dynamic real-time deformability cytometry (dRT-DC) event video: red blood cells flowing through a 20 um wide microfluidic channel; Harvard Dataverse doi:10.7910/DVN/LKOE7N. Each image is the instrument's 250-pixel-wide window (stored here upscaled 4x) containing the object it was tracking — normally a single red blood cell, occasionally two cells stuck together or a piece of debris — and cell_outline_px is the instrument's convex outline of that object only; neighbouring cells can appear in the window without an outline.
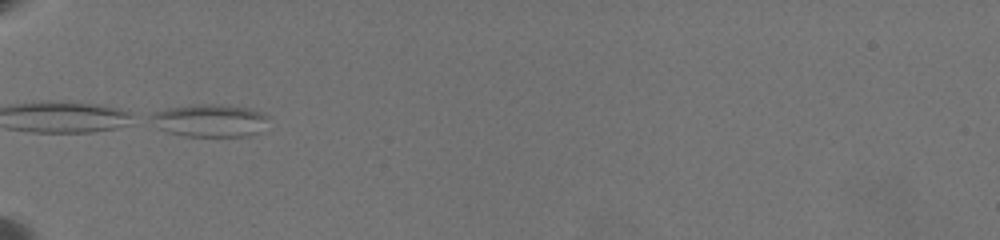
{"species": "common noctule bat (a hibernating species)", "species_latin": "Nyctalus noctula", "temperature_condition": "warm", "stored_images_in_passage": 4, "camera_frame_rate_fps": 3000, "um_per_image_px": 0.085, "animal": {"sex": "female", "body_mass_g": 19.5, "forearm_length_mm": 54.1}, "frame": {"image": 1, "passage_image": 1, "time_ms": 0.0, "image_size_px": [1000, 240], "cell_outline_px": [[268, 116], [256, 132], [248, 136], [184, 136], [168, 132], [160, 128], [148, 116], [152, 112], [164, 108], [196, 104], [220, 104], [252, 108], [264, 112]], "centroid_in_image_um": [17.78, 10.21], "position_along_channel_um": 67.2, "area_um2": 22.25}}